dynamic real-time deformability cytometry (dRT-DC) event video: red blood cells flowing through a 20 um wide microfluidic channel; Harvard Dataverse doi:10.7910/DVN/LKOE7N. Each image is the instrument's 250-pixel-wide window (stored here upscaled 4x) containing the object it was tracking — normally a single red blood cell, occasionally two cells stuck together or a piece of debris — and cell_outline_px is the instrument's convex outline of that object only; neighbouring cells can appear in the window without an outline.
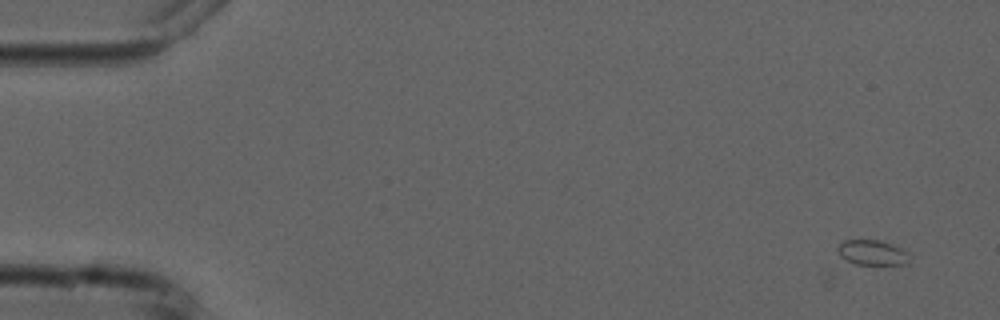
{"species": "common noctule bat (a hibernating species)", "species_latin": "Nyctalus noctula", "temperature_condition": "cold", "stored_images_in_passage": 6, "camera_frame_rate_fps": 3000, "um_per_image_px": 0.085, "animal": {"sex": "male", "forearm_length_mm": 52.5}, "frame": {"image": 1, "passage_image": 6, "time_ms": 6.667, "image_size_px": [1000, 320], "cell_outline_px": [[908, 264], [856, 264], [840, 256], [836, 248], [844, 240], [876, 240], [900, 248], [908, 252]], "centroid_in_image_um": [74.11, 21.47], "position_along_channel_um": 10.9, "area_um2": 10.17}}